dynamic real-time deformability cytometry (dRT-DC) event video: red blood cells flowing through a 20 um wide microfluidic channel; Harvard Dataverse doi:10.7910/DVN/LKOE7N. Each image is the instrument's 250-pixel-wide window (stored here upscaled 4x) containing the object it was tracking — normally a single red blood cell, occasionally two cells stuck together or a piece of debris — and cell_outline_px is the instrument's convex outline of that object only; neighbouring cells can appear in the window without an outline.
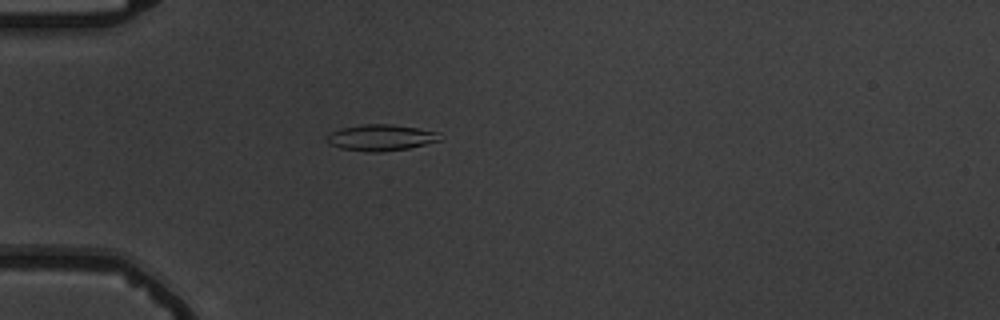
{"species": "common noctule bat (a hibernating species)", "species_latin": "Nyctalus noctula", "temperature_condition": "warm", "stored_images_in_passage": 4, "camera_frame_rate_fps": 3000, "um_per_image_px": 0.085, "animal": {"sex": "male", "body_mass_g": 19.5, "forearm_length_mm": 54.6}, "frame": {"image": 1, "passage_image": 4, "time_ms": 4.333, "image_size_px": [1000, 320], "cell_outline_px": [[440, 140], [408, 148], [380, 152], [368, 152], [340, 148], [328, 144], [324, 136], [328, 132], [340, 128], [364, 124], [392, 124], [440, 132]], "centroid_in_image_um": [32.29, 11.69], "position_along_channel_um": 52.7, "area_um2": 17.4}}